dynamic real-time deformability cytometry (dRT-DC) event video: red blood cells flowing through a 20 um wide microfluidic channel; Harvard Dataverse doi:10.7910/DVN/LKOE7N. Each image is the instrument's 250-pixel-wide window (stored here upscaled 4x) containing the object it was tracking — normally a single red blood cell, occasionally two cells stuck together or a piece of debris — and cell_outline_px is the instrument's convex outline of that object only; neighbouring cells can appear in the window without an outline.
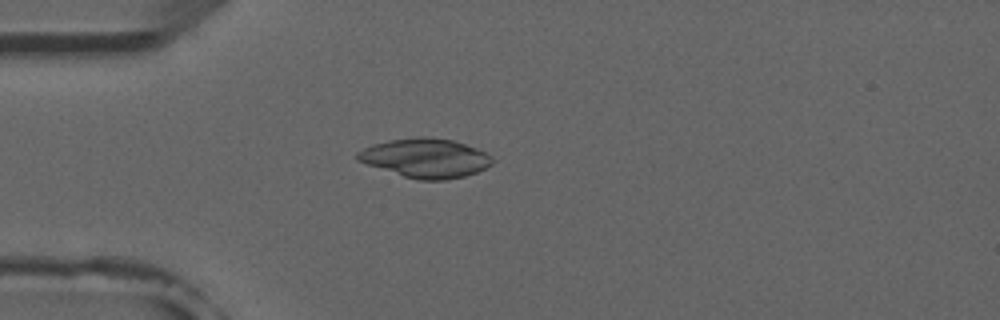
{"species": "common noctule bat (a hibernating species)", "species_latin": "Nyctalus noctula", "temperature_condition": "room temperature", "stored_images_in_passage": 4, "camera_frame_rate_fps": 3000, "um_per_image_px": 0.085, "animal": {"sex": "male", "forearm_length_mm": 52.5}, "frame": {"image": 1, "passage_image": 4, "time_ms": 3.333, "image_size_px": [1000, 320], "cell_outline_px": [[492, 164], [476, 172], [464, 176], [444, 180], [420, 180], [404, 176], [356, 160], [356, 152], [372, 144], [388, 140], [416, 136], [424, 136], [452, 140], [476, 148], [492, 156]], "centroid_in_image_um": [36.15, 13.42], "position_along_channel_um": 48.9, "area_um2": 30.52}}